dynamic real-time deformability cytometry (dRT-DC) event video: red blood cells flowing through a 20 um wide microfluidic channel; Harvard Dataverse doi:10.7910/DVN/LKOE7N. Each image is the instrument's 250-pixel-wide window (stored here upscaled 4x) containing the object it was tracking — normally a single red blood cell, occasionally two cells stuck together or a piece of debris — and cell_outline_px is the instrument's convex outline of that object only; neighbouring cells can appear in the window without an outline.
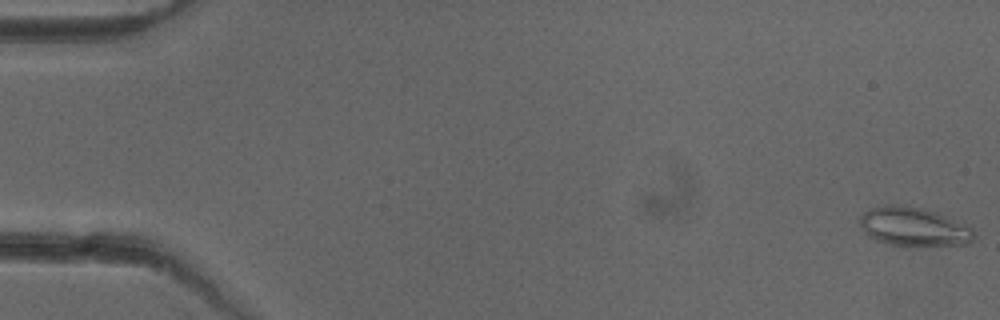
{"species": "common noctule bat (a hibernating species)", "species_latin": "Nyctalus noctula", "temperature_condition": "cold", "stored_images_in_passage": 52, "camera_frame_rate_fps": 3000, "um_per_image_px": 0.085, "animal": {"sex": "female"}, "frame": {"image": 1, "passage_image": 1, "time_ms": 0.0, "image_size_px": [1000, 320], "cell_outline_px": [[976, 236], [968, 244], [892, 244], [876, 240], [868, 236], [864, 232], [860, 224], [860, 216], [864, 212], [872, 208], [884, 204], [896, 204], [920, 208], [936, 212], [964, 220], [972, 228]], "centroid_in_image_um": [77.71, 19.23], "position_along_channel_um": 7.3, "area_um2": 25.72}}
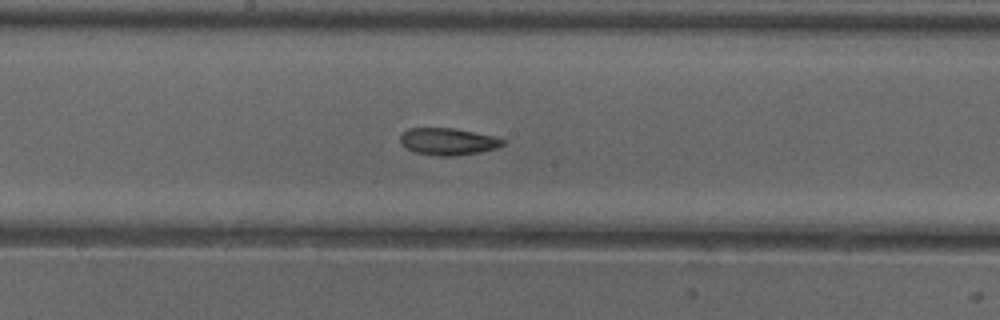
{"frame": {"image": 2, "passage_image": 28, "time_ms": 9.0, "image_size_px": [1000, 320], "cell_outline_px": [[504, 144], [496, 148], [480, 152], [456, 156], [440, 156], [416, 152], [400, 144], [400, 136], [408, 128], [456, 128], [496, 136], [504, 140]], "centroid_in_image_um": [38.1, 12.02], "position_along_channel_um": 210.1, "area_um2": 16.18}}
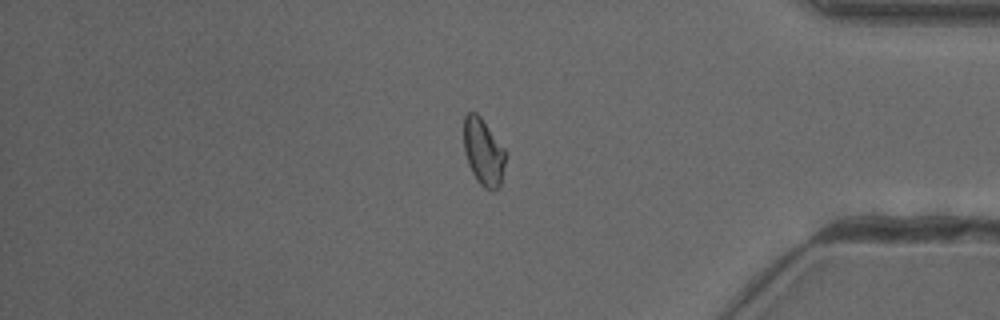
{"frame": {"image": 3, "passage_image": 44, "time_ms": 14.333, "image_size_px": [1000, 320], "cell_outline_px": [[508, 156], [500, 188], [492, 192], [484, 188], [476, 180], [468, 164], [464, 152], [464, 116], [468, 112], [476, 112], [480, 116], [508, 152]], "centroid_in_image_um": [41.13, 12.96], "position_along_channel_um": 394.1, "area_um2": 16.88}, "authors_computed_cell_mechanics": {"area_um2": 16.8487, "velocity_mm_per_s": 3.9693, "shape_relaxation_time_tau1_ms": null, "shape_relaxation_time_tau2_ms": 5.924, "deformation_change_tau1": null, "deformation_change_tau2": 0.122}}